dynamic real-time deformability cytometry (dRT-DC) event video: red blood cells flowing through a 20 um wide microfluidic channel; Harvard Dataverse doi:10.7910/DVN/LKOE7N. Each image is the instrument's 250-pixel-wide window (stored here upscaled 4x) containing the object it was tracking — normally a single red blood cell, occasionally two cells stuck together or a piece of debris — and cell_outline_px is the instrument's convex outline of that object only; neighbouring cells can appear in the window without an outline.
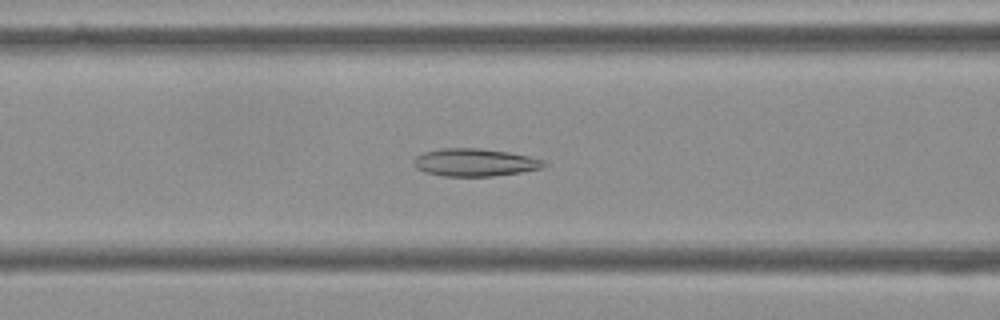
{"species": "Egyptian fruit bat (a non-hibernating species)", "species_latin": "Rousettus aegyptiacus", "temperature_condition": "cold", "stored_images_in_passage": 55, "camera_frame_rate_fps": 3000, "um_per_image_px": 0.085, "frame": {"image": 1, "passage_image": 22, "time_ms": 7.0, "image_size_px": [1000, 320], "cell_outline_px": [[548, 164], [544, 168], [520, 172], [492, 176], [444, 176], [424, 172], [416, 168], [412, 164], [412, 160], [416, 156], [424, 152], [440, 148], [480, 148], [508, 152], [528, 156], [544, 160]], "centroid_in_image_um": [40.34, 13.8], "position_along_channel_um": 126.3, "area_um2": 21.15}}
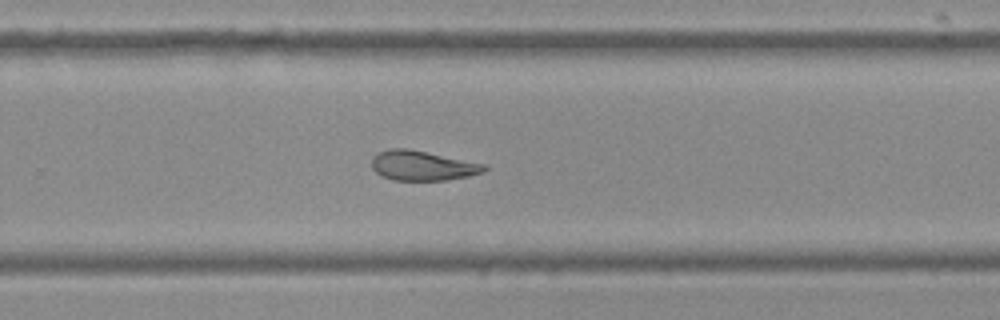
{"frame": {"image": 2, "passage_image": 36, "time_ms": 11.667, "image_size_px": [1000, 320], "cell_outline_px": [[488, 168], [484, 172], [468, 176], [448, 180], [392, 180], [380, 176], [372, 168], [372, 156], [376, 152], [388, 148], [408, 148], [488, 164]], "centroid_in_image_um": [35.91, 14.07], "position_along_channel_um": 293.9, "area_um2": 19.94}}
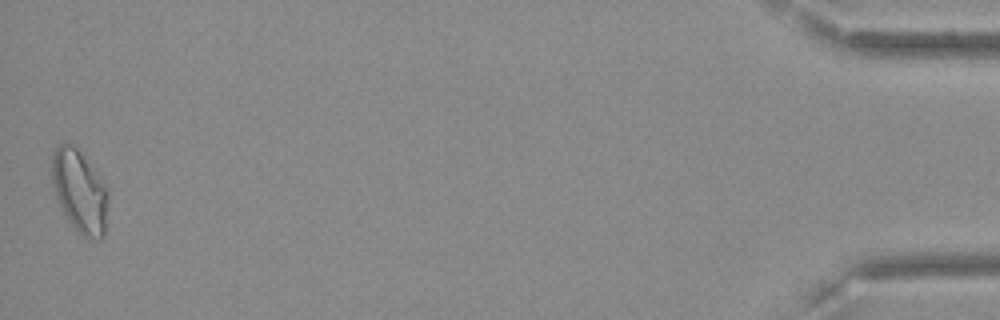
{"frame": {"image": 3, "passage_image": 55, "time_ms": 18.0, "image_size_px": [1000, 320], "cell_outline_px": [[108, 204], [104, 232], [100, 240], [84, 236], [68, 220], [56, 196], [52, 184], [52, 156], [56, 148], [60, 144], [68, 144], [76, 148], [92, 168], [108, 192]], "centroid_in_image_um": [6.76, 16.29], "position_along_channel_um": 428.4, "area_um2": 26.07}, "authors_computed_cell_mechanics": {"area_um2": 21.5594, "velocity_mm_per_s": 3.5942, "shape_relaxation_time_tau1_ms": null, "shape_relaxation_time_tau2_ms": 2.3788, "deformation_change_tau1": null, "deformation_change_tau2": 0.0918}}